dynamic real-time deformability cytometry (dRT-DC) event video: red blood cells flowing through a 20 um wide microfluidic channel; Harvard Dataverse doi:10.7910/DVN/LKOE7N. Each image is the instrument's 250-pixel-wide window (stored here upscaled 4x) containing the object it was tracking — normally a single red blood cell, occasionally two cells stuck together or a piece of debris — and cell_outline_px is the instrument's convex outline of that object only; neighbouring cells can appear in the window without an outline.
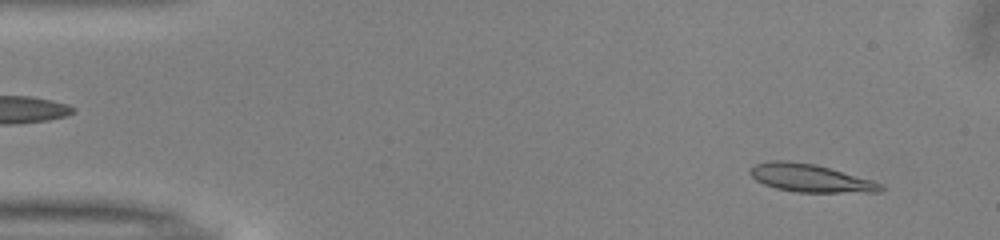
{"species": "common noctule bat (a hibernating species)", "species_latin": "Nyctalus noctula", "temperature_condition": "warm", "stored_images_in_passage": 49, "camera_frame_rate_fps": 3000, "um_per_image_px": 0.085, "animal": {"sex": "male", "body_mass_g": 13.0, "forearm_length_mm": 53.1}, "frame": {"image": 1, "passage_image": 3, "time_ms": 0.667, "image_size_px": [1000, 240], "cell_outline_px": [[884, 188], [880, 192], [796, 192], [776, 188], [764, 184], [756, 180], [748, 172], [756, 164], [768, 160], [788, 160], [816, 164], [872, 180], [880, 184]], "centroid_in_image_um": [68.85, 15.13], "position_along_channel_um": 16.1, "area_um2": 21.15}}
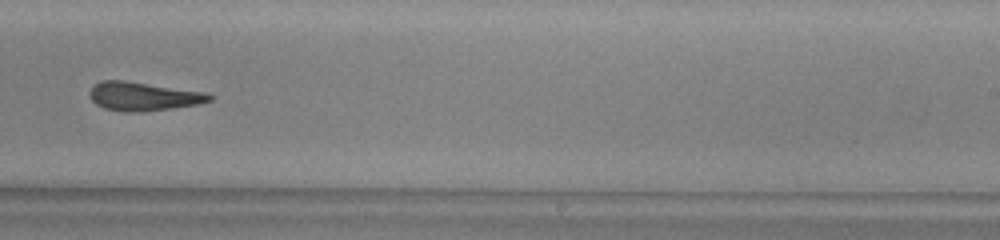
{"frame": {"image": 2, "passage_image": 30, "time_ms": 9.667, "image_size_px": [1000, 240], "cell_outline_px": [[212, 100], [200, 104], [140, 112], [124, 112], [104, 108], [96, 104], [88, 96], [88, 92], [100, 80], [124, 80], [204, 92], [212, 96]], "centroid_in_image_um": [12.14, 8.19], "position_along_channel_um": 276.9, "area_um2": 19.94}}
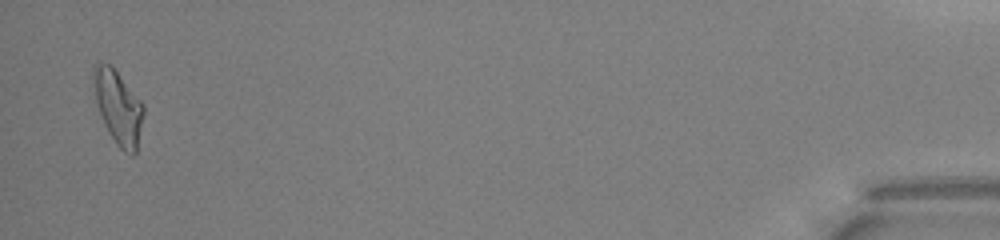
{"frame": {"image": 3, "passage_image": 48, "time_ms": 15.667, "image_size_px": [1000, 240], "cell_outline_px": [[144, 116], [136, 152], [132, 156], [124, 152], [116, 144], [108, 132], [100, 116], [96, 104], [92, 76], [92, 68], [96, 64], [112, 64], [144, 104]], "centroid_in_image_um": [10.05, 9.11], "position_along_channel_um": 425.2, "area_um2": 21.85}, "authors_computed_cell_mechanics": {"area_um2": 20.4612, "velocity_mm_per_s": 4.0263, "shape_relaxation_time_tau1_ms": null, "shape_relaxation_time_tau2_ms": 4.1706, "deformation_change_tau1": null, "deformation_change_tau2": 0.1622}}